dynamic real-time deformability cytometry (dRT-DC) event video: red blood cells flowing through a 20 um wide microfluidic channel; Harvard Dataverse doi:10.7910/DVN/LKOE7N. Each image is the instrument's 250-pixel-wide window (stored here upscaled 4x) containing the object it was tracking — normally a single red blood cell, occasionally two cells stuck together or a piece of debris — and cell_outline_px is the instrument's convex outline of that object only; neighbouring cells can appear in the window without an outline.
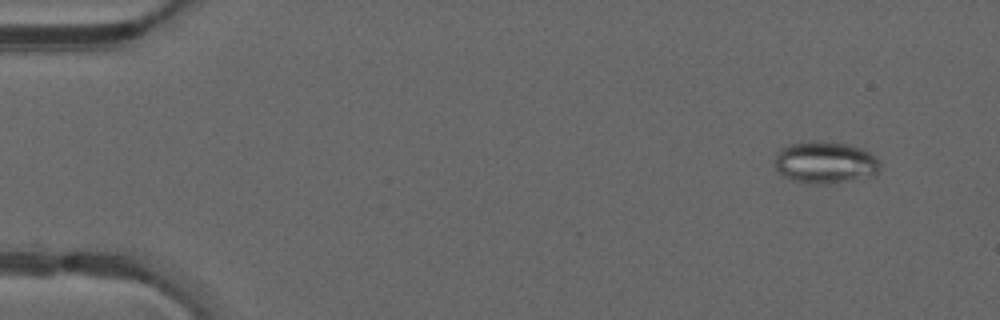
{"species": "common noctule bat (a hibernating species)", "species_latin": "Nyctalus noctula", "temperature_condition": "warm", "stored_images_in_passage": 48, "camera_frame_rate_fps": 3000, "um_per_image_px": 0.085, "animal": {"sex": "male", "forearm_length_mm": 52.5}, "frame": {"image": 1, "passage_image": 3, "time_ms": 0.667, "image_size_px": [1000, 320], "cell_outline_px": [[880, 168], [876, 176], [828, 184], [816, 184], [792, 180], [784, 176], [776, 168], [776, 152], [780, 148], [788, 144], [808, 140], [816, 140], [844, 144], [864, 148], [876, 156], [880, 160]], "centroid_in_image_um": [70.18, 13.8], "position_along_channel_um": 14.8, "area_um2": 26.18}}
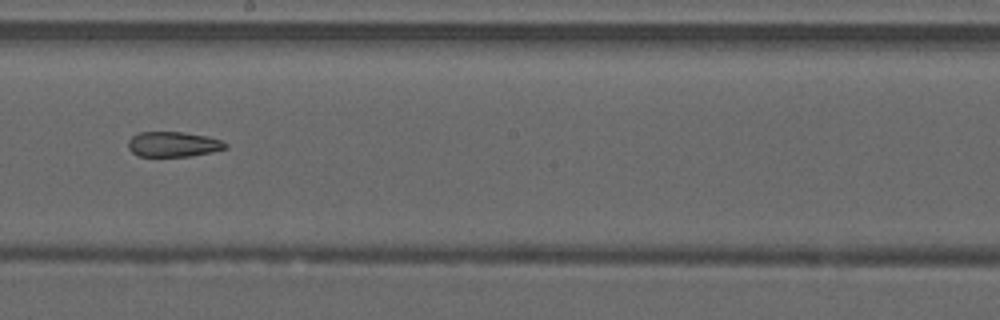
{"frame": {"image": 2, "passage_image": 27, "time_ms": 8.667, "image_size_px": [1000, 320], "cell_outline_px": [[228, 148], [212, 152], [192, 156], [136, 156], [128, 148], [128, 140], [136, 132], [180, 132], [204, 136], [220, 140], [228, 144]], "centroid_in_image_um": [14.7, 12.27], "position_along_channel_um": 233.5, "area_um2": 14.28}}
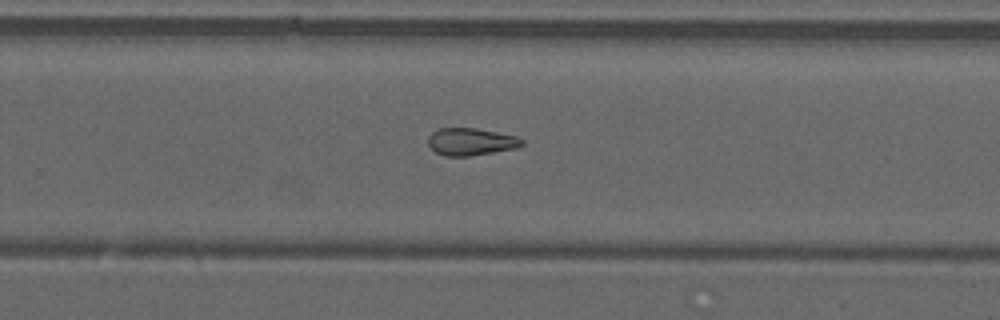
{"frame": {"image": 3, "passage_image": 31, "time_ms": 10.0, "image_size_px": [1000, 320], "cell_outline_px": [[524, 144], [516, 148], [468, 156], [444, 156], [436, 152], [428, 144], [428, 136], [432, 132], [440, 128], [476, 128], [516, 136], [524, 140]], "centroid_in_image_um": [40.02, 12.04], "position_along_channel_um": 289.8, "area_um2": 14.85}, "authors_computed_cell_mechanics": {"area_um2": 16.5308, "velocity_mm_per_s": 4.2472, "shape_relaxation_time_tau1_ms": null, "shape_relaxation_time_tau2_ms": 7.8957, "deformation_change_tau1": null, "deformation_change_tau2": 0.2058}}